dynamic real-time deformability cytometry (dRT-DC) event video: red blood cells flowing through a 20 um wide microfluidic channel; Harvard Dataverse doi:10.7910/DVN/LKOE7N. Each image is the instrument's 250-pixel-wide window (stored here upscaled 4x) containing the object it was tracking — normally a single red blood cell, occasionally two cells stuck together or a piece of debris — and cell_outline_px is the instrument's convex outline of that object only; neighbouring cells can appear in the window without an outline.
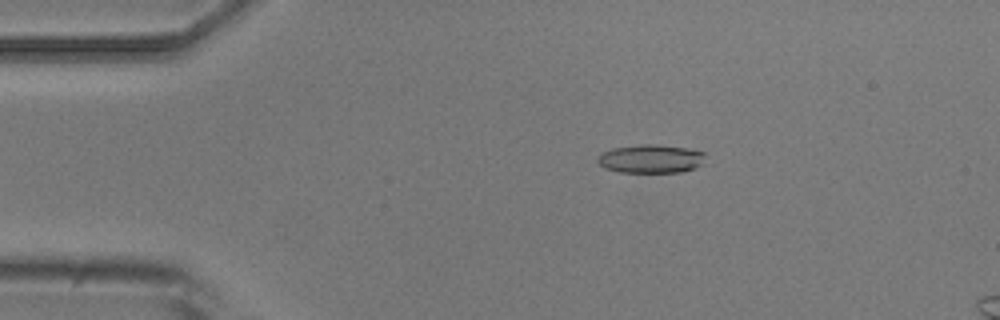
{"species": "common noctule bat (a hibernating species)", "species_latin": "Nyctalus noctula", "temperature_condition": "room temperature", "stored_images_in_passage": 6, "camera_frame_rate_fps": 3000, "um_per_image_px": 0.085, "animal": {"sex": "male", "body_mass_g": 20.5, "forearm_length_mm": 52.5}, "frame": {"image": 1, "passage_image": 3, "time_ms": 2.333, "image_size_px": [1000, 320], "cell_outline_px": [[704, 164], [684, 172], [620, 172], [604, 168], [596, 160], [600, 152], [612, 148], [640, 144], [656, 144], [688, 148], [704, 152]], "centroid_in_image_um": [55.31, 13.49], "position_along_channel_um": 29.7, "area_um2": 18.15}}